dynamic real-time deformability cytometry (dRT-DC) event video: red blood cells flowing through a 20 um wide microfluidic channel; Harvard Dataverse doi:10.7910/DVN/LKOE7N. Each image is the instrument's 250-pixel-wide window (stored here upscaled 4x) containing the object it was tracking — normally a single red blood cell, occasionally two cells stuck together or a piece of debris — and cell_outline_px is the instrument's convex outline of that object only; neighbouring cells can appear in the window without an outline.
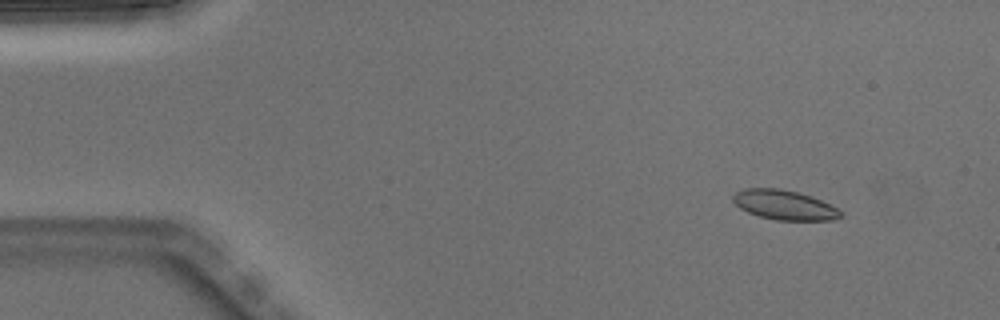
{"species": "Egyptian fruit bat (a non-hibernating species)", "species_latin": "Rousettus aegyptiacus", "temperature_condition": "warm", "stored_images_in_passage": 4, "camera_frame_rate_fps": 3000, "um_per_image_px": 0.085, "animal": {"sex": "male"}, "frame": {"image": 1, "passage_image": 1, "time_ms": 0.0, "image_size_px": [1000, 320], "cell_outline_px": [[840, 216], [832, 220], [776, 220], [760, 216], [748, 212], [740, 208], [732, 200], [732, 196], [736, 192], [744, 188], [780, 188], [812, 196], [836, 208], [840, 212]], "centroid_in_image_um": [66.61, 17.41], "position_along_channel_um": 18.4, "area_um2": 18.32}}
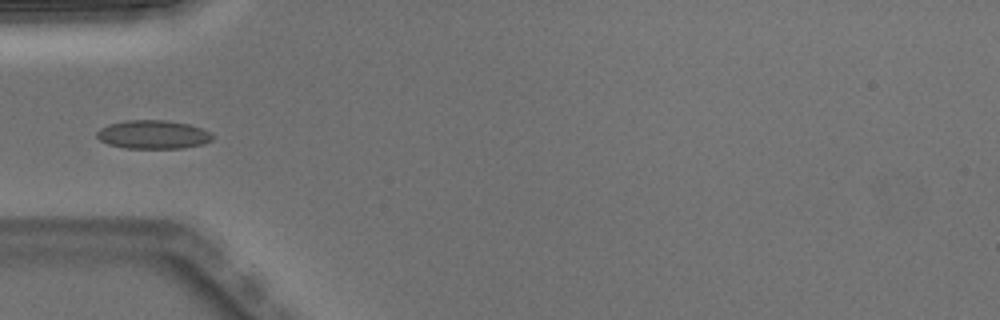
{"frame": {"image": 2, "passage_image": 4, "time_ms": 1.0, "image_size_px": [1000, 320], "cell_outline_px": [[212, 140], [204, 144], [184, 148], [124, 148], [108, 144], [100, 140], [96, 136], [96, 132], [100, 128], [108, 124], [124, 120], [168, 120], [188, 124], [200, 128], [208, 132], [212, 136]], "centroid_in_image_um": [12.98, 11.43], "position_along_channel_um": 72.0, "area_um2": 19.31}}